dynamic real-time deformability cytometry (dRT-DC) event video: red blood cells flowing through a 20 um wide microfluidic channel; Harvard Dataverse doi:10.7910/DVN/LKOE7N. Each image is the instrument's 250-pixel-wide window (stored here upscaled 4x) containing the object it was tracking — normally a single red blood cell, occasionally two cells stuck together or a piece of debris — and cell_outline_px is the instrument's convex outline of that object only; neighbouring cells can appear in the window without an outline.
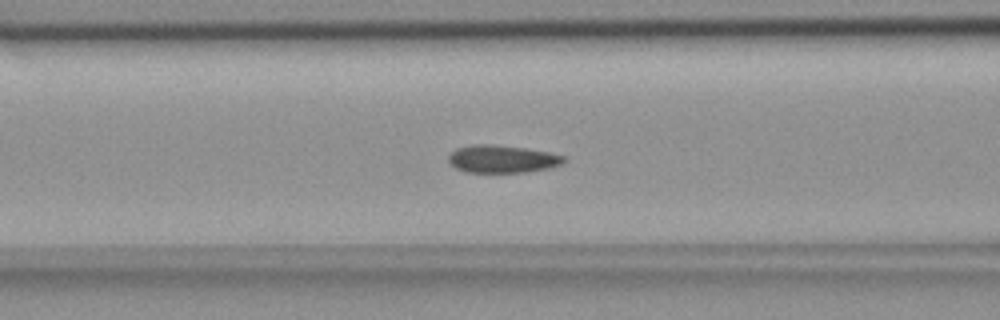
{"species": "common noctule bat (a hibernating species)", "species_latin": "Nyctalus noctula", "temperature_condition": "room temperature", "stored_images_in_passage": 39, "camera_frame_rate_fps": 3000, "um_per_image_px": 0.085, "animal": {"sex": "female", "body_mass_g": 18.4}, "frame": {"image": 1, "passage_image": 6, "time_ms": 1.667, "image_size_px": [1000, 320], "cell_outline_px": [[568, 160], [560, 164], [548, 168], [528, 172], [464, 172], [456, 168], [448, 160], [448, 156], [456, 148], [472, 144], [492, 144], [524, 148], [548, 152], [568, 156]], "centroid_in_image_um": [42.71, 13.51], "position_along_channel_um": 123.9, "area_um2": 18.67}}
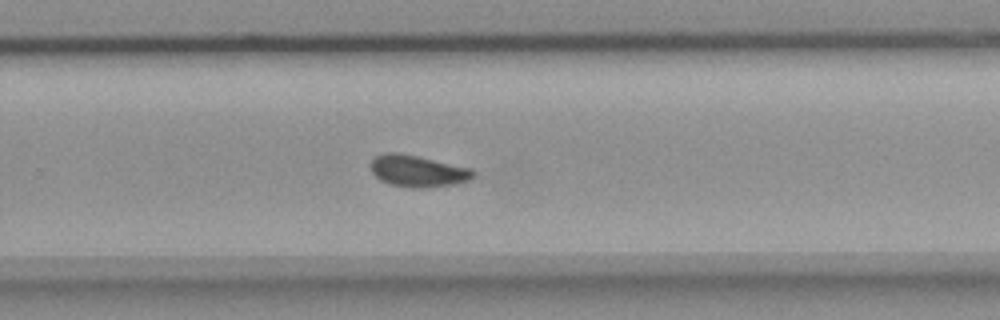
{"frame": {"image": 2, "passage_image": 20, "time_ms": 6.333, "image_size_px": [1000, 320], "cell_outline_px": [[476, 176], [468, 180], [452, 184], [428, 188], [412, 188], [388, 184], [380, 180], [372, 172], [372, 160], [380, 152], [396, 152], [416, 156], [472, 168], [476, 172]], "centroid_in_image_um": [35.52, 14.54], "position_along_channel_um": 294.3, "area_um2": 18.96}}
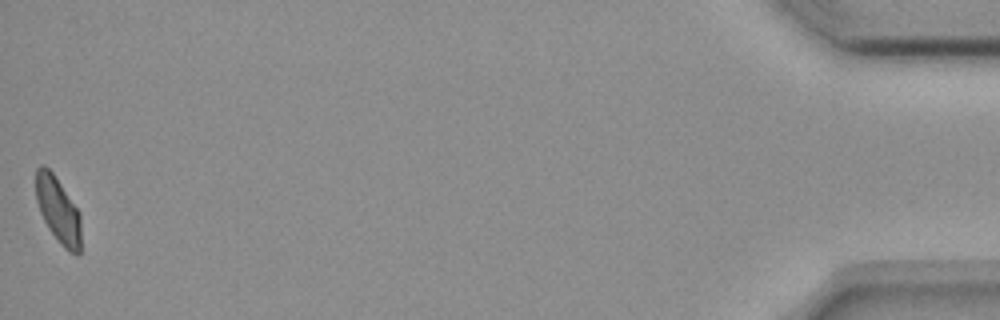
{"frame": {"image": 3, "passage_image": 39, "time_ms": 12.667, "image_size_px": [1000, 320], "cell_outline_px": [[80, 252], [76, 256], [68, 252], [60, 244], [48, 228], [40, 212], [36, 200], [36, 168], [40, 164], [44, 164], [52, 172], [80, 212]], "centroid_in_image_um": [4.93, 17.87], "position_along_channel_um": 430.3, "area_um2": 17.4}, "authors_computed_cell_mechanics": {"area_um2": 18.5538, "velocity_mm_per_s": 3.6646, "shape_relaxation_time_tau1_ms": null, "shape_relaxation_time_tau2_ms": 1.6071, "deformation_change_tau1": null, "deformation_change_tau2": 0.0554}}